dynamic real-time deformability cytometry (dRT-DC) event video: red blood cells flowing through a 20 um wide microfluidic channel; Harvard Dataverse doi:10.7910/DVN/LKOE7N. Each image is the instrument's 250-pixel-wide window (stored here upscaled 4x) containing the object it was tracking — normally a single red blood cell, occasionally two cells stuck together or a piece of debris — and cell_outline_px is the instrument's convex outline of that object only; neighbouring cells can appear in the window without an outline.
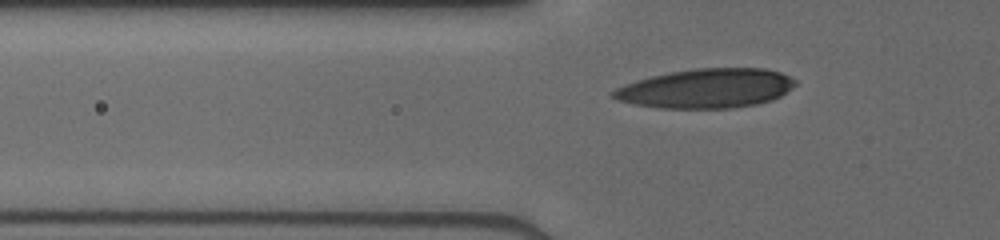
{"species": "human", "species_latin": "Homo sapiens", "temperature_condition": "cold", "stored_images_in_passage": 32, "camera_frame_rate_fps": 3000, "um_per_image_px": 0.085, "donor": {"sex": "male"}, "frame": {"image": 1, "passage_image": 6, "time_ms": 1.667, "image_size_px": [1000, 240], "cell_outline_px": [[796, 84], [792, 88], [780, 96], [772, 100], [756, 104], [732, 108], [660, 108], [636, 104], [616, 100], [608, 92], [624, 84], [636, 80], [652, 76], [672, 72], [696, 68], [764, 68], [780, 72], [796, 80]], "centroid_in_image_um": [60.02, 7.51], "position_along_channel_um": 65.8, "area_um2": 41.73}}
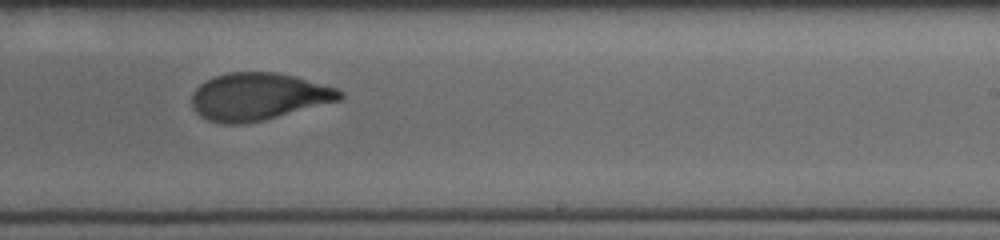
{"frame": {"image": 2, "passage_image": 21, "time_ms": 6.667, "image_size_px": [1000, 240], "cell_outline_px": [[344, 96], [340, 100], [264, 120], [236, 124], [224, 124], [208, 120], [200, 116], [192, 108], [192, 92], [204, 80], [212, 76], [228, 72], [276, 72], [296, 76], [336, 88], [344, 92]], "centroid_in_image_um": [21.93, 8.2], "position_along_channel_um": 267.1, "area_um2": 40.98}}
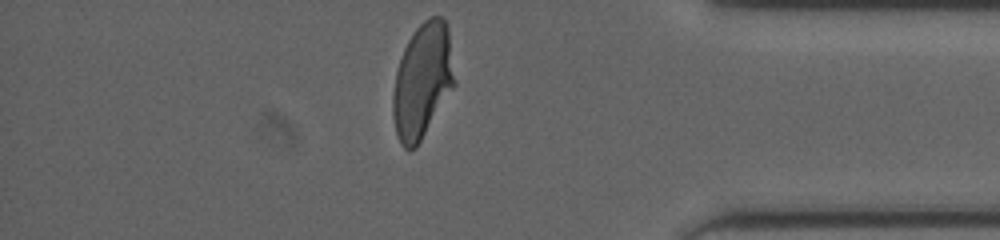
{"frame": {"image": 3, "passage_image": 32, "time_ms": 10.333, "image_size_px": [1000, 240], "cell_outline_px": [[456, 84], [416, 148], [404, 148], [400, 144], [396, 132], [392, 116], [392, 96], [396, 72], [404, 48], [408, 40], [416, 28], [424, 20], [432, 16], [440, 16], [444, 20], [448, 28]], "centroid_in_image_um": [35.91, 6.88], "position_along_channel_um": 399.3, "area_um2": 41.21}}